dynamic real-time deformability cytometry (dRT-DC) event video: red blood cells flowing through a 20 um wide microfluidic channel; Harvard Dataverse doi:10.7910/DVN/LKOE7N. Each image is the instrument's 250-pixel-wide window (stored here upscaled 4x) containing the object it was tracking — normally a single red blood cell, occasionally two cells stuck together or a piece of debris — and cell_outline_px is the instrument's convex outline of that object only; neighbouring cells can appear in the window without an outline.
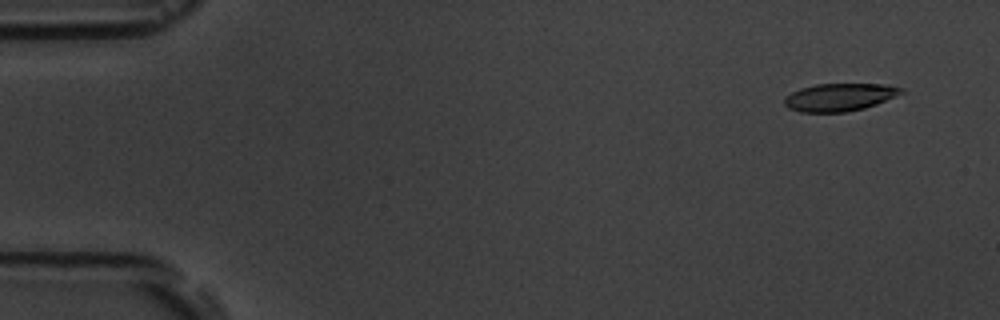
{"species": "common noctule bat (a hibernating species)", "species_latin": "Nyctalus noctula", "temperature_condition": "room temperature", "stored_images_in_passage": 5, "camera_frame_rate_fps": 3000, "um_per_image_px": 0.085, "animal": {"sex": "male", "body_mass_g": 19.5, "forearm_length_mm": 54.6}, "frame": {"image": 1, "passage_image": 1, "time_ms": 0.0, "image_size_px": [1000, 320], "cell_outline_px": [[904, 92], [876, 104], [864, 108], [844, 112], [800, 112], [788, 108], [784, 104], [784, 96], [800, 88], [816, 84], [888, 84], [904, 88]], "centroid_in_image_um": [71.34, 8.25], "position_along_channel_um": 13.7, "area_um2": 18.9}}
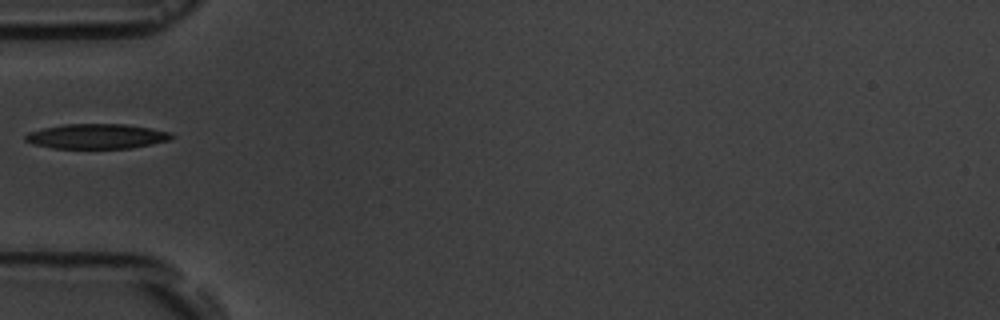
{"frame": {"image": 2, "passage_image": 4, "time_ms": 5.0, "image_size_px": [1000, 320], "cell_outline_px": [[176, 136], [168, 140], [132, 148], [52, 148], [36, 144], [24, 140], [24, 136], [28, 132], [44, 128], [64, 124], [124, 124], [152, 128], [172, 132]], "centroid_in_image_um": [8.25, 11.58], "position_along_channel_um": 76.8, "area_um2": 21.15}}
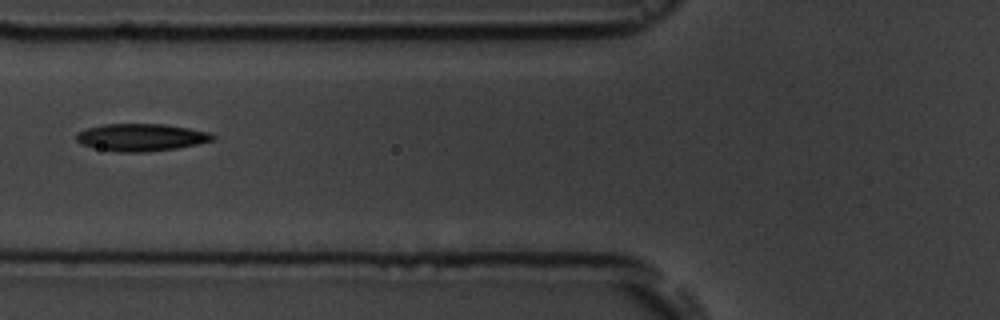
{"frame": {"image": 3, "passage_image": 5, "time_ms": 6.0, "image_size_px": [1000, 320], "cell_outline_px": [[216, 136], [212, 140], [196, 144], [176, 148], [144, 152], [116, 152], [92, 148], [80, 144], [76, 140], [76, 132], [88, 128], [104, 124], [164, 124], [188, 128], [208, 132]], "centroid_in_image_um": [11.93, 11.68], "position_along_channel_um": 113.9, "area_um2": 21.73}}